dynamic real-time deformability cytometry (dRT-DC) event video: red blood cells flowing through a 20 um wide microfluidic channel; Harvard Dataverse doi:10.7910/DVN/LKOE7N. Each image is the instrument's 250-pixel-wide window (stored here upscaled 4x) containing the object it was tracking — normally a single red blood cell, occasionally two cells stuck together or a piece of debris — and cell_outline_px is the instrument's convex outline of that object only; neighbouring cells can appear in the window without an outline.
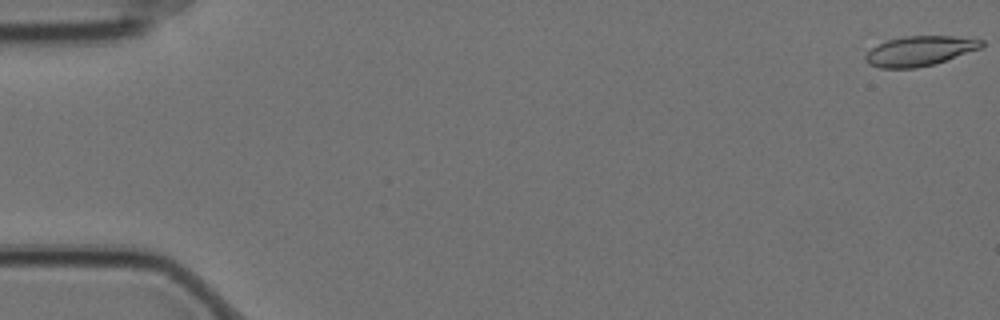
{"species": "Egyptian fruit bat (a non-hibernating species)", "species_latin": "Rousettus aegyptiacus", "temperature_condition": "cold", "stored_images_in_passage": 8, "camera_frame_rate_fps": 3000, "um_per_image_px": 0.085, "animal": {"sex": "female"}, "frame": {"image": 1, "passage_image": 1, "time_ms": 0.0, "image_size_px": [1000, 320], "cell_outline_px": [[984, 44], [980, 48], [936, 64], [916, 68], [880, 68], [868, 64], [864, 60], [864, 56], [872, 48], [888, 40], [904, 36], [952, 36], [984, 40]], "centroid_in_image_um": [78.16, 4.34], "position_along_channel_um": 6.8, "area_um2": 20.11}}
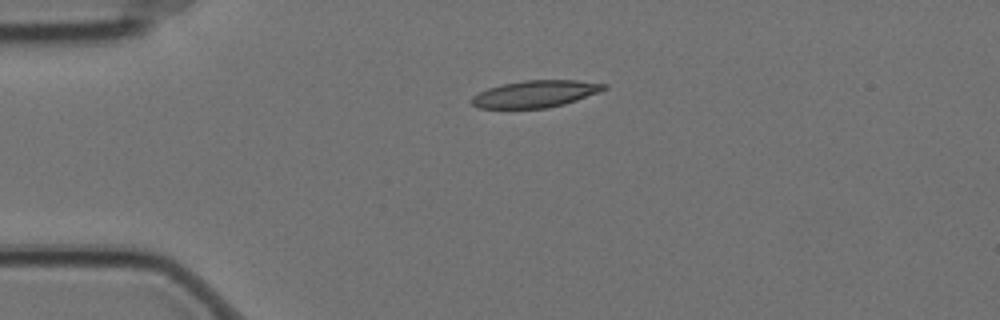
{"frame": {"image": 2, "passage_image": 5, "time_ms": 1.333, "image_size_px": [1000, 320], "cell_outline_px": [[608, 88], [600, 92], [564, 104], [548, 108], [480, 108], [472, 104], [472, 96], [488, 88], [504, 84], [524, 80], [576, 80], [608, 84]], "centroid_in_image_um": [45.55, 7.98], "position_along_channel_um": 39.4, "area_um2": 20.69}}
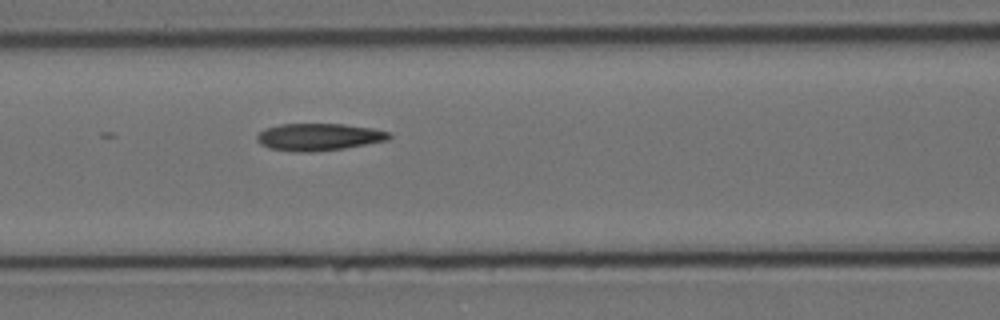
{"frame": {"image": 3, "passage_image": 8, "time_ms": 2.333, "image_size_px": [1000, 320], "cell_outline_px": [[392, 136], [388, 140], [344, 148], [308, 152], [296, 152], [268, 148], [260, 144], [256, 140], [256, 136], [264, 128], [280, 124], [344, 124], [372, 128], [392, 132]], "centroid_in_image_um": [27.09, 11.64], "position_along_channel_um": 139.5, "area_um2": 21.04}}